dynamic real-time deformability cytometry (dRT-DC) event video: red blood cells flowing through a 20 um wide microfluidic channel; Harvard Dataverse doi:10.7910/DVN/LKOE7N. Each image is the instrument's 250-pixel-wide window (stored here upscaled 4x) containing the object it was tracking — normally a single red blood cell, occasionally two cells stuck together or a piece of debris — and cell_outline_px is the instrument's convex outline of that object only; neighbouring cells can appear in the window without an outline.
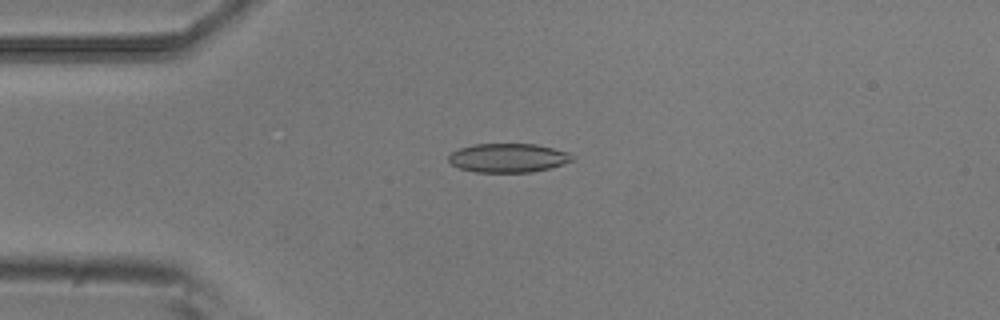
{"species": "common noctule bat (a hibernating species)", "species_latin": "Nyctalus noctula", "temperature_condition": "room temperature", "stored_images_in_passage": 5, "camera_frame_rate_fps": 3000, "um_per_image_px": 0.085, "animal": {"sex": "male", "body_mass_g": 20.5, "forearm_length_mm": 52.5}, "frame": {"image": 1, "passage_image": 5, "time_ms": 1.333, "image_size_px": [1000, 320], "cell_outline_px": [[572, 160], [564, 164], [532, 172], [476, 172], [460, 168], [452, 164], [448, 160], [448, 156], [452, 152], [460, 148], [472, 144], [536, 144], [568, 152], [572, 156]], "centroid_in_image_um": [43.17, 13.42], "position_along_channel_um": 41.8, "area_um2": 20.69}}